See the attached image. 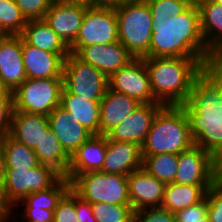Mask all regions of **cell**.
Segmentation results:
<instances>
[{
	"mask_svg": "<svg viewBox=\"0 0 222 222\" xmlns=\"http://www.w3.org/2000/svg\"><path fill=\"white\" fill-rule=\"evenodd\" d=\"M60 106L71 114L75 122L80 123L93 135H100V101L70 94L63 88Z\"/></svg>",
	"mask_w": 222,
	"mask_h": 222,
	"instance_id": "cell-24",
	"label": "cell"
},
{
	"mask_svg": "<svg viewBox=\"0 0 222 222\" xmlns=\"http://www.w3.org/2000/svg\"><path fill=\"white\" fill-rule=\"evenodd\" d=\"M71 188V182L61 176L51 187L25 196L12 208H40L55 210L59 201Z\"/></svg>",
	"mask_w": 222,
	"mask_h": 222,
	"instance_id": "cell-29",
	"label": "cell"
},
{
	"mask_svg": "<svg viewBox=\"0 0 222 222\" xmlns=\"http://www.w3.org/2000/svg\"><path fill=\"white\" fill-rule=\"evenodd\" d=\"M71 117V114L60 105L48 115L50 130L70 157L85 141L93 136L90 131Z\"/></svg>",
	"mask_w": 222,
	"mask_h": 222,
	"instance_id": "cell-19",
	"label": "cell"
},
{
	"mask_svg": "<svg viewBox=\"0 0 222 222\" xmlns=\"http://www.w3.org/2000/svg\"><path fill=\"white\" fill-rule=\"evenodd\" d=\"M27 22L15 0H0V35H21Z\"/></svg>",
	"mask_w": 222,
	"mask_h": 222,
	"instance_id": "cell-32",
	"label": "cell"
},
{
	"mask_svg": "<svg viewBox=\"0 0 222 222\" xmlns=\"http://www.w3.org/2000/svg\"><path fill=\"white\" fill-rule=\"evenodd\" d=\"M53 222H79L74 203V190L72 188L59 201L54 210Z\"/></svg>",
	"mask_w": 222,
	"mask_h": 222,
	"instance_id": "cell-38",
	"label": "cell"
},
{
	"mask_svg": "<svg viewBox=\"0 0 222 222\" xmlns=\"http://www.w3.org/2000/svg\"><path fill=\"white\" fill-rule=\"evenodd\" d=\"M22 38L30 45L53 53H70L69 47L44 19L28 20Z\"/></svg>",
	"mask_w": 222,
	"mask_h": 222,
	"instance_id": "cell-27",
	"label": "cell"
},
{
	"mask_svg": "<svg viewBox=\"0 0 222 222\" xmlns=\"http://www.w3.org/2000/svg\"><path fill=\"white\" fill-rule=\"evenodd\" d=\"M176 222H210L207 216V201L200 202L175 213Z\"/></svg>",
	"mask_w": 222,
	"mask_h": 222,
	"instance_id": "cell-40",
	"label": "cell"
},
{
	"mask_svg": "<svg viewBox=\"0 0 222 222\" xmlns=\"http://www.w3.org/2000/svg\"><path fill=\"white\" fill-rule=\"evenodd\" d=\"M3 184H0V222L11 216L12 208L6 202L3 195Z\"/></svg>",
	"mask_w": 222,
	"mask_h": 222,
	"instance_id": "cell-44",
	"label": "cell"
},
{
	"mask_svg": "<svg viewBox=\"0 0 222 222\" xmlns=\"http://www.w3.org/2000/svg\"><path fill=\"white\" fill-rule=\"evenodd\" d=\"M153 33L145 58H209L200 28L198 5L191 4L178 16L152 18Z\"/></svg>",
	"mask_w": 222,
	"mask_h": 222,
	"instance_id": "cell-1",
	"label": "cell"
},
{
	"mask_svg": "<svg viewBox=\"0 0 222 222\" xmlns=\"http://www.w3.org/2000/svg\"><path fill=\"white\" fill-rule=\"evenodd\" d=\"M141 167H143L141 146L132 142L111 141L107 138L101 172L129 175Z\"/></svg>",
	"mask_w": 222,
	"mask_h": 222,
	"instance_id": "cell-20",
	"label": "cell"
},
{
	"mask_svg": "<svg viewBox=\"0 0 222 222\" xmlns=\"http://www.w3.org/2000/svg\"><path fill=\"white\" fill-rule=\"evenodd\" d=\"M130 205L134 211L161 207L166 184L143 167L127 175Z\"/></svg>",
	"mask_w": 222,
	"mask_h": 222,
	"instance_id": "cell-15",
	"label": "cell"
},
{
	"mask_svg": "<svg viewBox=\"0 0 222 222\" xmlns=\"http://www.w3.org/2000/svg\"><path fill=\"white\" fill-rule=\"evenodd\" d=\"M87 7L86 5L64 4L54 1L43 19L70 47L79 34Z\"/></svg>",
	"mask_w": 222,
	"mask_h": 222,
	"instance_id": "cell-16",
	"label": "cell"
},
{
	"mask_svg": "<svg viewBox=\"0 0 222 222\" xmlns=\"http://www.w3.org/2000/svg\"><path fill=\"white\" fill-rule=\"evenodd\" d=\"M208 58H144L154 98L164 106L182 105Z\"/></svg>",
	"mask_w": 222,
	"mask_h": 222,
	"instance_id": "cell-3",
	"label": "cell"
},
{
	"mask_svg": "<svg viewBox=\"0 0 222 222\" xmlns=\"http://www.w3.org/2000/svg\"><path fill=\"white\" fill-rule=\"evenodd\" d=\"M5 95H13V92L5 85L2 77L0 76V97Z\"/></svg>",
	"mask_w": 222,
	"mask_h": 222,
	"instance_id": "cell-48",
	"label": "cell"
},
{
	"mask_svg": "<svg viewBox=\"0 0 222 222\" xmlns=\"http://www.w3.org/2000/svg\"><path fill=\"white\" fill-rule=\"evenodd\" d=\"M6 168H35L41 163L33 149L16 141L10 135L0 137Z\"/></svg>",
	"mask_w": 222,
	"mask_h": 222,
	"instance_id": "cell-30",
	"label": "cell"
},
{
	"mask_svg": "<svg viewBox=\"0 0 222 222\" xmlns=\"http://www.w3.org/2000/svg\"><path fill=\"white\" fill-rule=\"evenodd\" d=\"M11 218L16 222H53L54 210H44L40 208H12Z\"/></svg>",
	"mask_w": 222,
	"mask_h": 222,
	"instance_id": "cell-36",
	"label": "cell"
},
{
	"mask_svg": "<svg viewBox=\"0 0 222 222\" xmlns=\"http://www.w3.org/2000/svg\"><path fill=\"white\" fill-rule=\"evenodd\" d=\"M140 105L141 103L137 100L107 88L103 99L100 101V135H106Z\"/></svg>",
	"mask_w": 222,
	"mask_h": 222,
	"instance_id": "cell-22",
	"label": "cell"
},
{
	"mask_svg": "<svg viewBox=\"0 0 222 222\" xmlns=\"http://www.w3.org/2000/svg\"><path fill=\"white\" fill-rule=\"evenodd\" d=\"M6 173V163H5V155L0 145V184H3Z\"/></svg>",
	"mask_w": 222,
	"mask_h": 222,
	"instance_id": "cell-45",
	"label": "cell"
},
{
	"mask_svg": "<svg viewBox=\"0 0 222 222\" xmlns=\"http://www.w3.org/2000/svg\"><path fill=\"white\" fill-rule=\"evenodd\" d=\"M215 185H181L176 183L166 184L161 208L173 214L200 202L206 191Z\"/></svg>",
	"mask_w": 222,
	"mask_h": 222,
	"instance_id": "cell-26",
	"label": "cell"
},
{
	"mask_svg": "<svg viewBox=\"0 0 222 222\" xmlns=\"http://www.w3.org/2000/svg\"><path fill=\"white\" fill-rule=\"evenodd\" d=\"M91 6L114 8V0H91Z\"/></svg>",
	"mask_w": 222,
	"mask_h": 222,
	"instance_id": "cell-46",
	"label": "cell"
},
{
	"mask_svg": "<svg viewBox=\"0 0 222 222\" xmlns=\"http://www.w3.org/2000/svg\"><path fill=\"white\" fill-rule=\"evenodd\" d=\"M63 78L26 79L14 92V111L48 116L60 105Z\"/></svg>",
	"mask_w": 222,
	"mask_h": 222,
	"instance_id": "cell-7",
	"label": "cell"
},
{
	"mask_svg": "<svg viewBox=\"0 0 222 222\" xmlns=\"http://www.w3.org/2000/svg\"><path fill=\"white\" fill-rule=\"evenodd\" d=\"M133 222H176V218L172 212L155 207L135 211Z\"/></svg>",
	"mask_w": 222,
	"mask_h": 222,
	"instance_id": "cell-41",
	"label": "cell"
},
{
	"mask_svg": "<svg viewBox=\"0 0 222 222\" xmlns=\"http://www.w3.org/2000/svg\"><path fill=\"white\" fill-rule=\"evenodd\" d=\"M181 106L188 116L194 145L222 164V98L217 87L201 73Z\"/></svg>",
	"mask_w": 222,
	"mask_h": 222,
	"instance_id": "cell-2",
	"label": "cell"
},
{
	"mask_svg": "<svg viewBox=\"0 0 222 222\" xmlns=\"http://www.w3.org/2000/svg\"><path fill=\"white\" fill-rule=\"evenodd\" d=\"M2 222H16V221L13 218H11V216H10V217H8L6 220H4Z\"/></svg>",
	"mask_w": 222,
	"mask_h": 222,
	"instance_id": "cell-51",
	"label": "cell"
},
{
	"mask_svg": "<svg viewBox=\"0 0 222 222\" xmlns=\"http://www.w3.org/2000/svg\"><path fill=\"white\" fill-rule=\"evenodd\" d=\"M48 127V116L13 111L10 136L34 150Z\"/></svg>",
	"mask_w": 222,
	"mask_h": 222,
	"instance_id": "cell-23",
	"label": "cell"
},
{
	"mask_svg": "<svg viewBox=\"0 0 222 222\" xmlns=\"http://www.w3.org/2000/svg\"><path fill=\"white\" fill-rule=\"evenodd\" d=\"M190 4H196L198 5L200 2H202L203 0H187Z\"/></svg>",
	"mask_w": 222,
	"mask_h": 222,
	"instance_id": "cell-50",
	"label": "cell"
},
{
	"mask_svg": "<svg viewBox=\"0 0 222 222\" xmlns=\"http://www.w3.org/2000/svg\"><path fill=\"white\" fill-rule=\"evenodd\" d=\"M118 23L115 8L88 6L79 34L69 47L76 54L82 47L117 42Z\"/></svg>",
	"mask_w": 222,
	"mask_h": 222,
	"instance_id": "cell-10",
	"label": "cell"
},
{
	"mask_svg": "<svg viewBox=\"0 0 222 222\" xmlns=\"http://www.w3.org/2000/svg\"><path fill=\"white\" fill-rule=\"evenodd\" d=\"M214 2H216L217 4L221 5L222 7V0H213Z\"/></svg>",
	"mask_w": 222,
	"mask_h": 222,
	"instance_id": "cell-52",
	"label": "cell"
},
{
	"mask_svg": "<svg viewBox=\"0 0 222 222\" xmlns=\"http://www.w3.org/2000/svg\"><path fill=\"white\" fill-rule=\"evenodd\" d=\"M126 1H139V0H114V8L118 7L119 5H121L123 2Z\"/></svg>",
	"mask_w": 222,
	"mask_h": 222,
	"instance_id": "cell-49",
	"label": "cell"
},
{
	"mask_svg": "<svg viewBox=\"0 0 222 222\" xmlns=\"http://www.w3.org/2000/svg\"><path fill=\"white\" fill-rule=\"evenodd\" d=\"M27 20L43 19L54 0H15Z\"/></svg>",
	"mask_w": 222,
	"mask_h": 222,
	"instance_id": "cell-35",
	"label": "cell"
},
{
	"mask_svg": "<svg viewBox=\"0 0 222 222\" xmlns=\"http://www.w3.org/2000/svg\"><path fill=\"white\" fill-rule=\"evenodd\" d=\"M150 8L152 18L178 16L191 4L187 0H145Z\"/></svg>",
	"mask_w": 222,
	"mask_h": 222,
	"instance_id": "cell-34",
	"label": "cell"
},
{
	"mask_svg": "<svg viewBox=\"0 0 222 222\" xmlns=\"http://www.w3.org/2000/svg\"><path fill=\"white\" fill-rule=\"evenodd\" d=\"M178 157L179 154L174 153L149 155L143 159V168L165 184L174 183L178 170Z\"/></svg>",
	"mask_w": 222,
	"mask_h": 222,
	"instance_id": "cell-31",
	"label": "cell"
},
{
	"mask_svg": "<svg viewBox=\"0 0 222 222\" xmlns=\"http://www.w3.org/2000/svg\"><path fill=\"white\" fill-rule=\"evenodd\" d=\"M13 111L14 96L0 97V137L10 135Z\"/></svg>",
	"mask_w": 222,
	"mask_h": 222,
	"instance_id": "cell-42",
	"label": "cell"
},
{
	"mask_svg": "<svg viewBox=\"0 0 222 222\" xmlns=\"http://www.w3.org/2000/svg\"><path fill=\"white\" fill-rule=\"evenodd\" d=\"M202 73L217 87L222 98V53H213L204 62Z\"/></svg>",
	"mask_w": 222,
	"mask_h": 222,
	"instance_id": "cell-39",
	"label": "cell"
},
{
	"mask_svg": "<svg viewBox=\"0 0 222 222\" xmlns=\"http://www.w3.org/2000/svg\"><path fill=\"white\" fill-rule=\"evenodd\" d=\"M71 188L90 204L130 205L127 175L86 172L71 182Z\"/></svg>",
	"mask_w": 222,
	"mask_h": 222,
	"instance_id": "cell-6",
	"label": "cell"
},
{
	"mask_svg": "<svg viewBox=\"0 0 222 222\" xmlns=\"http://www.w3.org/2000/svg\"><path fill=\"white\" fill-rule=\"evenodd\" d=\"M91 208L97 222H133L135 211L131 205L95 203Z\"/></svg>",
	"mask_w": 222,
	"mask_h": 222,
	"instance_id": "cell-33",
	"label": "cell"
},
{
	"mask_svg": "<svg viewBox=\"0 0 222 222\" xmlns=\"http://www.w3.org/2000/svg\"><path fill=\"white\" fill-rule=\"evenodd\" d=\"M164 105L161 103L141 104L122 123L106 134L111 141L132 142L142 146L151 124Z\"/></svg>",
	"mask_w": 222,
	"mask_h": 222,
	"instance_id": "cell-13",
	"label": "cell"
},
{
	"mask_svg": "<svg viewBox=\"0 0 222 222\" xmlns=\"http://www.w3.org/2000/svg\"><path fill=\"white\" fill-rule=\"evenodd\" d=\"M63 88L70 94L101 101L108 88V78L97 68L70 53L64 61Z\"/></svg>",
	"mask_w": 222,
	"mask_h": 222,
	"instance_id": "cell-8",
	"label": "cell"
},
{
	"mask_svg": "<svg viewBox=\"0 0 222 222\" xmlns=\"http://www.w3.org/2000/svg\"><path fill=\"white\" fill-rule=\"evenodd\" d=\"M193 145L184 108L181 105H166L156 114L141 146L142 158L160 153L180 154Z\"/></svg>",
	"mask_w": 222,
	"mask_h": 222,
	"instance_id": "cell-4",
	"label": "cell"
},
{
	"mask_svg": "<svg viewBox=\"0 0 222 222\" xmlns=\"http://www.w3.org/2000/svg\"><path fill=\"white\" fill-rule=\"evenodd\" d=\"M54 1L64 4H80V5L91 6V0H54Z\"/></svg>",
	"mask_w": 222,
	"mask_h": 222,
	"instance_id": "cell-47",
	"label": "cell"
},
{
	"mask_svg": "<svg viewBox=\"0 0 222 222\" xmlns=\"http://www.w3.org/2000/svg\"><path fill=\"white\" fill-rule=\"evenodd\" d=\"M0 76L12 92L27 79L21 35H0Z\"/></svg>",
	"mask_w": 222,
	"mask_h": 222,
	"instance_id": "cell-18",
	"label": "cell"
},
{
	"mask_svg": "<svg viewBox=\"0 0 222 222\" xmlns=\"http://www.w3.org/2000/svg\"><path fill=\"white\" fill-rule=\"evenodd\" d=\"M207 216L210 222H222V181L206 191Z\"/></svg>",
	"mask_w": 222,
	"mask_h": 222,
	"instance_id": "cell-37",
	"label": "cell"
},
{
	"mask_svg": "<svg viewBox=\"0 0 222 222\" xmlns=\"http://www.w3.org/2000/svg\"><path fill=\"white\" fill-rule=\"evenodd\" d=\"M200 28L206 47L212 53H222V7L213 0L198 4Z\"/></svg>",
	"mask_w": 222,
	"mask_h": 222,
	"instance_id": "cell-25",
	"label": "cell"
},
{
	"mask_svg": "<svg viewBox=\"0 0 222 222\" xmlns=\"http://www.w3.org/2000/svg\"><path fill=\"white\" fill-rule=\"evenodd\" d=\"M74 203L79 222H97L93 216L91 204L74 191Z\"/></svg>",
	"mask_w": 222,
	"mask_h": 222,
	"instance_id": "cell-43",
	"label": "cell"
},
{
	"mask_svg": "<svg viewBox=\"0 0 222 222\" xmlns=\"http://www.w3.org/2000/svg\"><path fill=\"white\" fill-rule=\"evenodd\" d=\"M108 88L140 102L159 103L152 93L144 58H134L108 78Z\"/></svg>",
	"mask_w": 222,
	"mask_h": 222,
	"instance_id": "cell-12",
	"label": "cell"
},
{
	"mask_svg": "<svg viewBox=\"0 0 222 222\" xmlns=\"http://www.w3.org/2000/svg\"><path fill=\"white\" fill-rule=\"evenodd\" d=\"M115 10L119 42L134 58H145L153 33V19L147 2L126 1Z\"/></svg>",
	"mask_w": 222,
	"mask_h": 222,
	"instance_id": "cell-5",
	"label": "cell"
},
{
	"mask_svg": "<svg viewBox=\"0 0 222 222\" xmlns=\"http://www.w3.org/2000/svg\"><path fill=\"white\" fill-rule=\"evenodd\" d=\"M221 181H222V164H221Z\"/></svg>",
	"mask_w": 222,
	"mask_h": 222,
	"instance_id": "cell-53",
	"label": "cell"
},
{
	"mask_svg": "<svg viewBox=\"0 0 222 222\" xmlns=\"http://www.w3.org/2000/svg\"><path fill=\"white\" fill-rule=\"evenodd\" d=\"M106 135H93L70 157L66 178L72 182L79 174L100 171L105 159Z\"/></svg>",
	"mask_w": 222,
	"mask_h": 222,
	"instance_id": "cell-21",
	"label": "cell"
},
{
	"mask_svg": "<svg viewBox=\"0 0 222 222\" xmlns=\"http://www.w3.org/2000/svg\"><path fill=\"white\" fill-rule=\"evenodd\" d=\"M75 55L100 70L107 78L134 59L119 41L84 46Z\"/></svg>",
	"mask_w": 222,
	"mask_h": 222,
	"instance_id": "cell-14",
	"label": "cell"
},
{
	"mask_svg": "<svg viewBox=\"0 0 222 222\" xmlns=\"http://www.w3.org/2000/svg\"><path fill=\"white\" fill-rule=\"evenodd\" d=\"M69 54L43 51L22 38V56L27 79L63 78L64 61Z\"/></svg>",
	"mask_w": 222,
	"mask_h": 222,
	"instance_id": "cell-17",
	"label": "cell"
},
{
	"mask_svg": "<svg viewBox=\"0 0 222 222\" xmlns=\"http://www.w3.org/2000/svg\"><path fill=\"white\" fill-rule=\"evenodd\" d=\"M34 152L41 164L52 167L61 176H67L70 156L65 152L50 127L44 131L43 138L34 149Z\"/></svg>",
	"mask_w": 222,
	"mask_h": 222,
	"instance_id": "cell-28",
	"label": "cell"
},
{
	"mask_svg": "<svg viewBox=\"0 0 222 222\" xmlns=\"http://www.w3.org/2000/svg\"><path fill=\"white\" fill-rule=\"evenodd\" d=\"M221 180V164L201 147L193 145L178 157L174 183L181 185H216Z\"/></svg>",
	"mask_w": 222,
	"mask_h": 222,
	"instance_id": "cell-11",
	"label": "cell"
},
{
	"mask_svg": "<svg viewBox=\"0 0 222 222\" xmlns=\"http://www.w3.org/2000/svg\"><path fill=\"white\" fill-rule=\"evenodd\" d=\"M60 177L52 167L43 164L31 169L6 168L4 198L12 208L28 194L48 189Z\"/></svg>",
	"mask_w": 222,
	"mask_h": 222,
	"instance_id": "cell-9",
	"label": "cell"
}]
</instances>
